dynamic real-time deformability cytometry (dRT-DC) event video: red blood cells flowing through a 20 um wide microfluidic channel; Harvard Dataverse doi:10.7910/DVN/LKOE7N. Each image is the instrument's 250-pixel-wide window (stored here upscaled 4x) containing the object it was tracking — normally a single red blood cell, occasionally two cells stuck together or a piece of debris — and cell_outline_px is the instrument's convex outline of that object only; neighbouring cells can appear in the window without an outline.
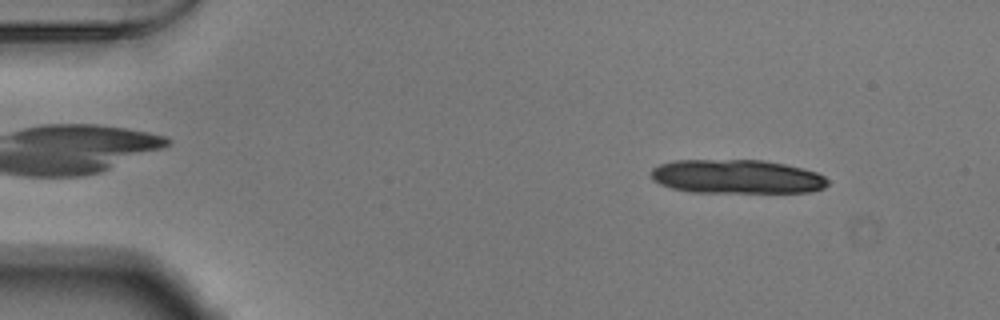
{"species": "Egyptian fruit bat (a non-hibernating species)", "species_latin": "Rousettus aegyptiacus", "temperature_condition": "warm", "stored_images_in_passage": 16, "camera_frame_rate_fps": 3000, "um_per_image_px": 0.085, "animal": {"sex": "male"}, "frame": {"image": 1, "passage_image": 6, "time_ms": 1.667, "image_size_px": [1000, 320], "cell_outline_px": [[828, 184], [824, 188], [812, 192], [692, 192], [672, 188], [660, 184], [652, 180], [652, 168], [660, 164], [676, 160], [764, 160], [804, 168], [816, 172], [824, 176], [828, 180]], "centroid_in_image_um": [62.64, 15.01], "position_along_channel_um": 22.4, "area_um2": 35.03}}